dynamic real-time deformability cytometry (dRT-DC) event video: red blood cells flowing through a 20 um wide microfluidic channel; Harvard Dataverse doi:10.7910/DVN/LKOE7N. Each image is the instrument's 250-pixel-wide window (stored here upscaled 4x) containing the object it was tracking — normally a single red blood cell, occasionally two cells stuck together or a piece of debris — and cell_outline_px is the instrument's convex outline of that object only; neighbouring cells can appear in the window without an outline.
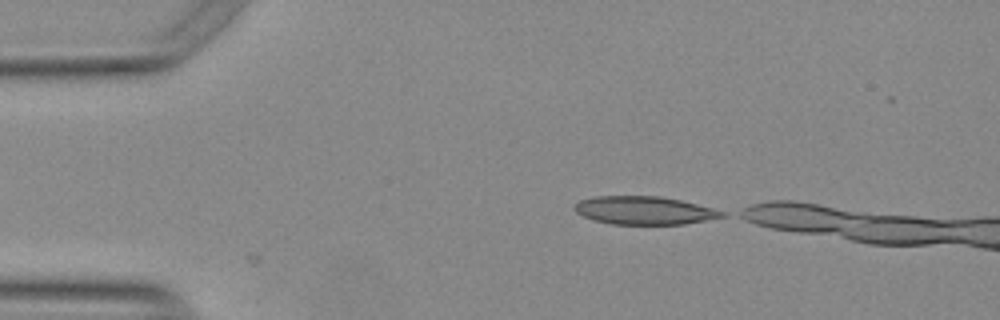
{"species": "Egyptian fruit bat (a non-hibernating species)", "species_latin": "Rousettus aegyptiacus", "temperature_condition": "warm", "stored_images_in_passage": 9, "camera_frame_rate_fps": 3000, "um_per_image_px": 0.085, "animal": {"sex": "female"}, "frame": {"image": 1, "passage_image": 1, "time_ms": 0.0, "image_size_px": [1000, 320], "cell_outline_px": [[728, 216], [684, 224], [608, 224], [584, 216], [576, 212], [572, 208], [580, 200], [596, 196], [660, 196], [680, 200], [728, 212]], "centroid_in_image_um": [54.79, 17.88], "position_along_channel_um": 30.2, "area_um2": 24.16}}
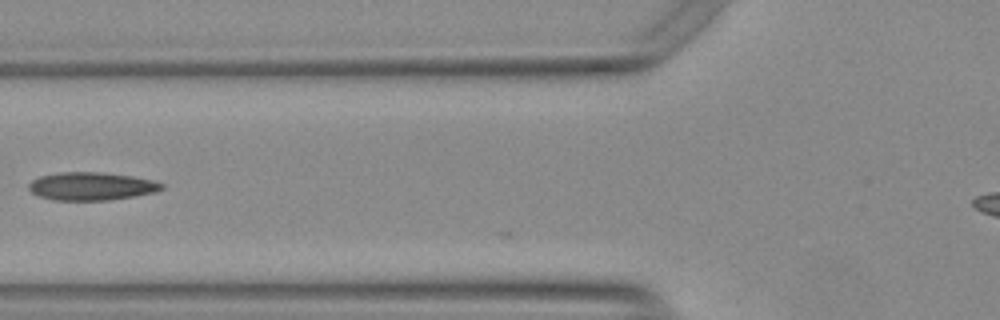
{"frame": {"image": 2, "passage_image": 3, "time_ms": 0.667, "image_size_px": [1000, 320], "cell_outline_px": [[164, 188], [156, 192], [136, 196], [108, 200], [52, 200], [40, 196], [32, 192], [28, 188], [28, 184], [32, 180], [40, 176], [60, 172], [100, 172], [132, 176], [152, 180], [164, 184]], "centroid_in_image_um": [7.78, 15.83], "position_along_channel_um": 118.0, "area_um2": 21.73}}
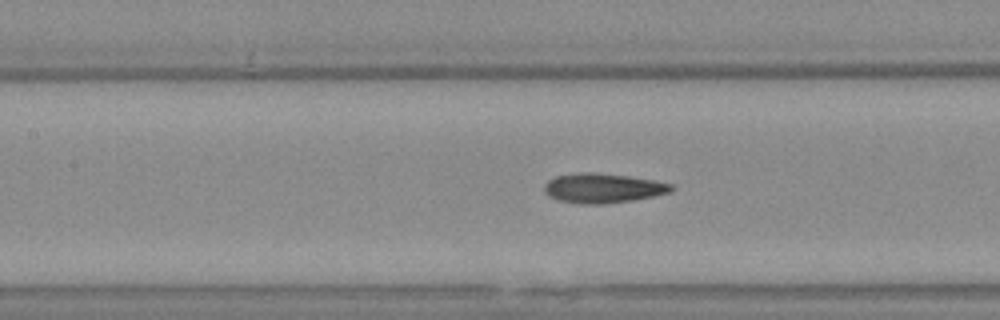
{"frame": {"image": 3, "passage_image": 6, "time_ms": 1.667, "image_size_px": [1000, 320], "cell_outline_px": [[672, 188], [668, 192], [652, 196], [632, 200], [604, 204], [580, 204], [556, 200], [548, 196], [544, 192], [544, 184], [548, 180], [556, 176], [584, 172], [596, 172], [628, 176], [652, 180], [672, 184]], "centroid_in_image_um": [51.16, 15.99], "position_along_channel_um": 156.2, "area_um2": 21.79}}